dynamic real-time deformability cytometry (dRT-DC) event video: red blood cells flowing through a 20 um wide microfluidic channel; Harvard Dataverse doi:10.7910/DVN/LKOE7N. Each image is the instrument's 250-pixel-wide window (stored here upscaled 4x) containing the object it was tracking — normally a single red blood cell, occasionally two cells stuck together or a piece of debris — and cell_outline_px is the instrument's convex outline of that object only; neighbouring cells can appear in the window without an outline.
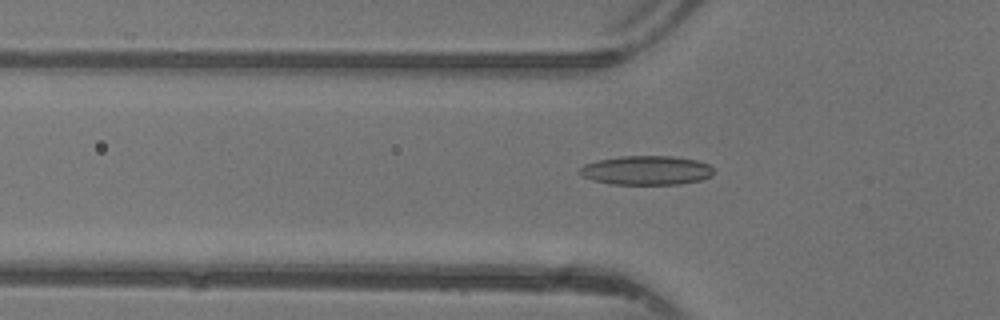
{"species": "common noctule bat (a hibernating species)", "species_latin": "Nyctalus noctula", "temperature_condition": "warm", "stored_images_in_passage": 47, "camera_frame_rate_fps": 3000, "um_per_image_px": 0.085, "animal": {"sex": "female"}, "frame": {"image": 1, "passage_image": 16, "time_ms": 5.0, "image_size_px": [1000, 320], "cell_outline_px": [[712, 176], [700, 180], [680, 184], [612, 184], [592, 180], [584, 176], [580, 172], [580, 168], [584, 164], [600, 160], [620, 156], [672, 156], [696, 160], [708, 164], [712, 168]], "centroid_in_image_um": [54.96, 14.48], "position_along_channel_um": 70.8, "area_um2": 22.54}}
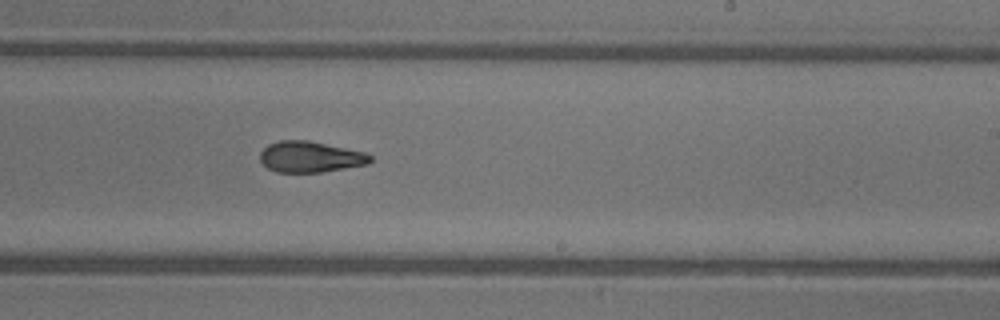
{"frame": {"image": 2, "passage_image": 29, "time_ms": 9.333, "image_size_px": [1000, 320], "cell_outline_px": [[372, 160], [368, 164], [320, 172], [276, 172], [268, 168], [260, 160], [260, 152], [268, 144], [280, 140], [308, 140], [364, 152], [372, 156]], "centroid_in_image_um": [26.35, 13.33], "position_along_channel_um": 262.6, "area_um2": 19.77}}
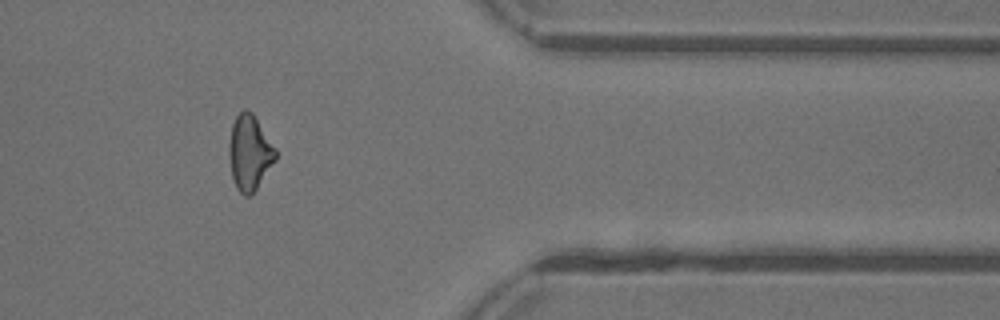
{"frame": {"image": 3, "passage_image": 39, "time_ms": 12.667, "image_size_px": [1000, 320], "cell_outline_px": [[276, 160], [256, 188], [248, 196], [244, 196], [236, 188], [232, 176], [228, 156], [228, 144], [232, 124], [236, 116], [244, 108], [252, 112], [276, 148]], "centroid_in_image_um": [21.2, 12.95], "position_along_channel_um": 390.2, "area_um2": 20.35}, "authors_computed_cell_mechanics": {"area_um2": 20.6924, "velocity_mm_per_s": 4.4085, "shape_relaxation_time_tau1_ms": null, "shape_relaxation_time_tau2_ms": 2.6196, "deformation_change_tau1": null, "deformation_change_tau2": 0.1057}}